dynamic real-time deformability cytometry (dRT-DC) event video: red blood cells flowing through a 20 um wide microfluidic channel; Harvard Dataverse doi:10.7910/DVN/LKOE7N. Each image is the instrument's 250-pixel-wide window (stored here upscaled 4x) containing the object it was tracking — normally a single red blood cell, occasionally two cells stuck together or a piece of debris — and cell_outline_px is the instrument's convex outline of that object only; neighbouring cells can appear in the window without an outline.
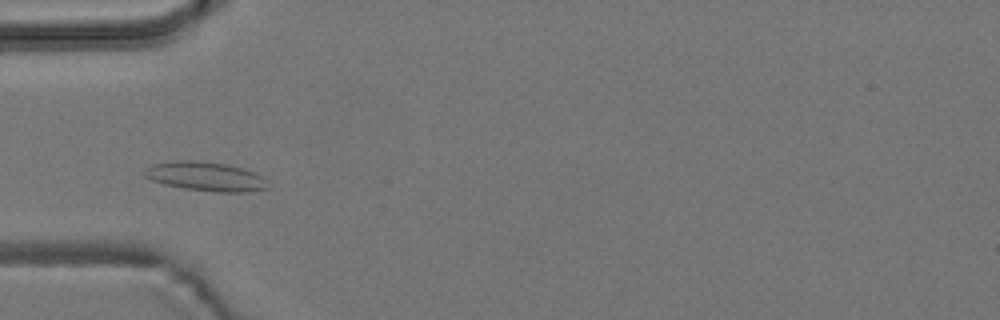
{"species": "common noctule bat (a hibernating species)", "species_latin": "Nyctalus noctula", "temperature_condition": "room temperature", "stored_images_in_passage": 38, "camera_frame_rate_fps": 3000, "um_per_image_px": 0.085, "animal": {"sex": "male", "body_mass_g": 19.2, "forearm_length_mm": 51.8}, "frame": {"image": 1, "passage_image": 13, "time_ms": 4.0, "image_size_px": [1000, 320], "cell_outline_px": [[272, 188], [248, 192], [216, 192], [184, 188], [164, 184], [152, 180], [144, 176], [144, 172], [152, 164], [172, 160], [192, 160], [228, 164], [252, 172], [260, 176]], "centroid_in_image_um": [17.48, 15.0], "position_along_channel_um": 67.5, "area_um2": 20.87}}
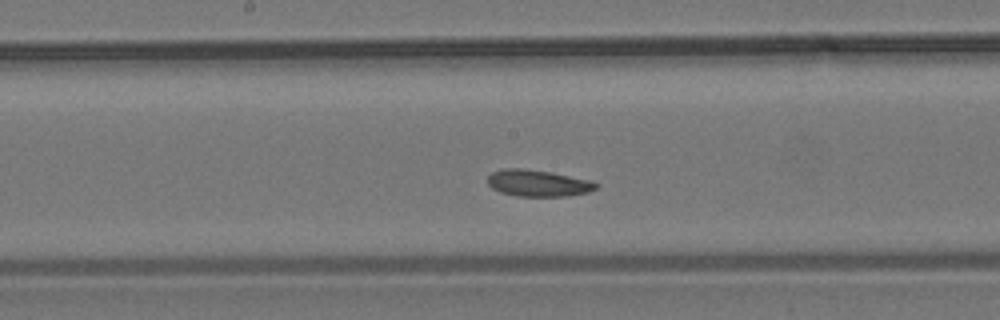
{"frame": {"image": 2, "passage_image": 24, "time_ms": 7.667, "image_size_px": [1000, 320], "cell_outline_px": [[600, 184], [596, 188], [588, 192], [568, 196], [516, 196], [500, 192], [492, 188], [488, 184], [488, 176], [492, 172], [500, 168], [524, 168], [548, 172], [588, 180]], "centroid_in_image_um": [45.68, 15.57], "position_along_channel_um": 202.5, "area_um2": 16.7}}
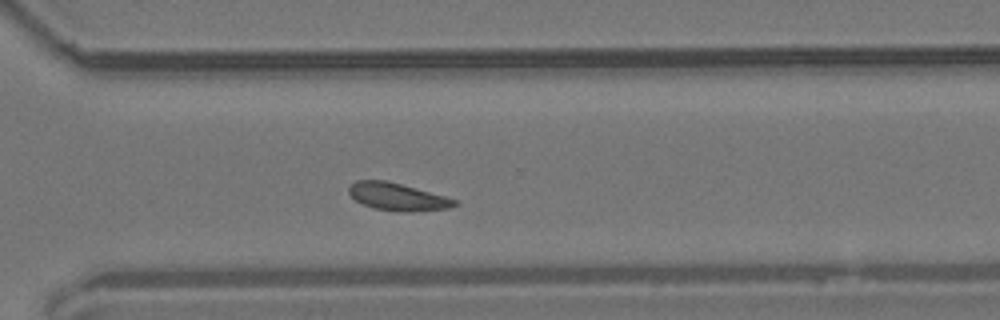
{"frame": {"image": 3, "passage_image": 35, "time_ms": 11.333, "image_size_px": [1000, 320], "cell_outline_px": [[460, 204], [448, 208], [412, 212], [400, 212], [376, 208], [364, 204], [356, 200], [348, 192], [348, 188], [356, 180], [384, 180], [400, 184], [444, 196], [456, 200]], "centroid_in_image_um": [33.79, 16.73], "position_along_channel_um": 336.8, "area_um2": 16.65}, "authors_computed_cell_mechanics": {"area_um2": 17.4845, "velocity_mm_per_s": 3.6761, "shape_relaxation_time_tau1_ms": null, "shape_relaxation_time_tau2_ms": 5.3077, "deformation_change_tau1": null, "deformation_change_tau2": 0.0836}}